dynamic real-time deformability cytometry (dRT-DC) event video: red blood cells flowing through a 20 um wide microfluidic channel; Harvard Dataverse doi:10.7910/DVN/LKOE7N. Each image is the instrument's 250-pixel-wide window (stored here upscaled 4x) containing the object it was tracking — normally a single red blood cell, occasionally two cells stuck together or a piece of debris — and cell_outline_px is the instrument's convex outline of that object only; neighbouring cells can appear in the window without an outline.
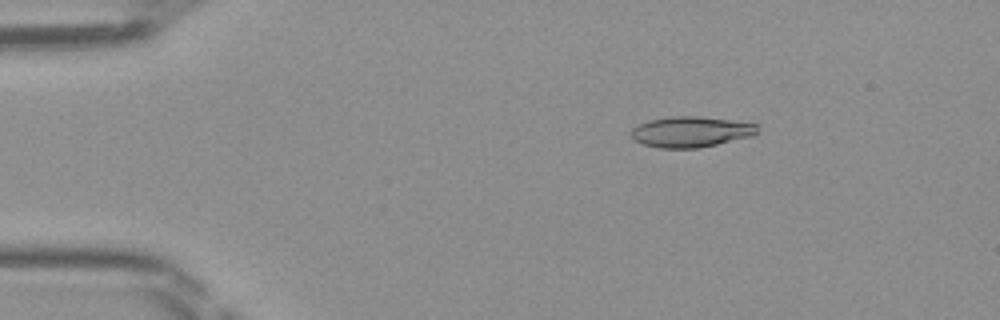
{"species": "Egyptian fruit bat (a non-hibernating species)", "species_latin": "Rousettus aegyptiacus", "temperature_condition": "room temperature", "stored_images_in_passage": 42, "segment_of_instrument_passage": [1, 2], "camera_frame_rate_fps": 3000, "um_per_image_px": 0.085, "frame": {"image": 1, "passage_image": 1, "time_ms": 0.0, "image_size_px": [1000, 320], "cell_outline_px": [[760, 128], [752, 136], [700, 148], [660, 148], [644, 144], [636, 140], [632, 136], [632, 128], [648, 120], [672, 116], [700, 116], [756, 124]], "centroid_in_image_um": [58.73, 11.2], "position_along_channel_um": 26.3, "area_um2": 22.37}}
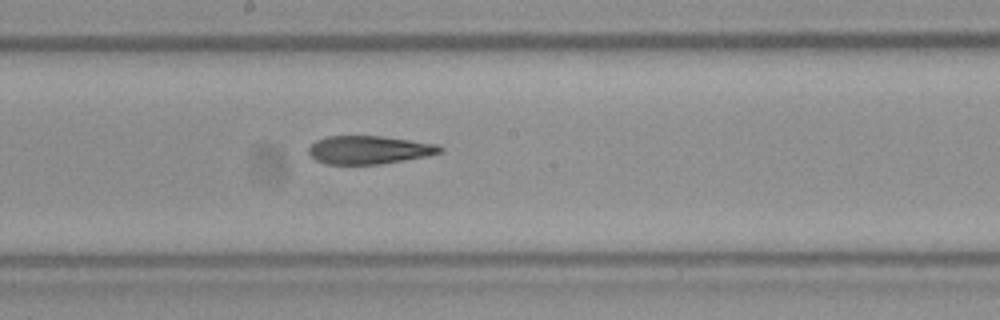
{"frame": {"image": 2, "passage_image": 19, "time_ms": 6.0, "image_size_px": [1000, 320], "cell_outline_px": [[444, 152], [428, 156], [380, 164], [324, 164], [316, 160], [308, 152], [308, 148], [316, 140], [328, 136], [384, 136], [440, 144], [444, 148]], "centroid_in_image_um": [31.43, 12.73], "position_along_channel_um": 216.8, "area_um2": 21.85}}
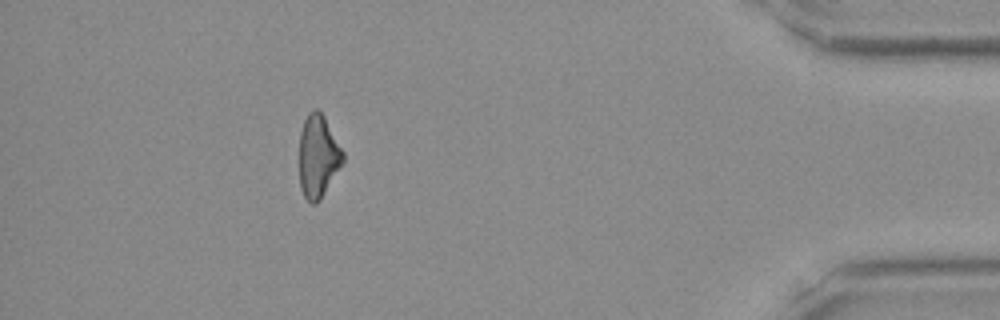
{"frame": {"image": 3, "passage_image": 36, "time_ms": 11.667, "image_size_px": [1000, 320], "cell_outline_px": [[344, 160], [320, 200], [316, 204], [312, 204], [304, 196], [300, 188], [300, 132], [304, 120], [308, 112], [312, 108], [316, 108], [324, 116], [344, 152]], "centroid_in_image_um": [27.03, 13.26], "position_along_channel_um": 408.2, "area_um2": 20.92}}